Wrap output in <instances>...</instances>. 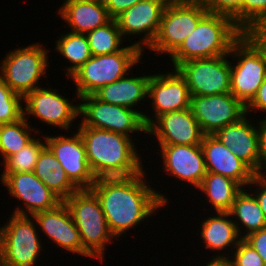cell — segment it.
Returning <instances> with one entry per match:
<instances>
[{
	"label": "cell",
	"mask_w": 266,
	"mask_h": 266,
	"mask_svg": "<svg viewBox=\"0 0 266 266\" xmlns=\"http://www.w3.org/2000/svg\"><path fill=\"white\" fill-rule=\"evenodd\" d=\"M258 123H259V159L257 162V168L256 171L254 172V175L258 177H266V172H265L266 171V119H262Z\"/></svg>",
	"instance_id": "39"
},
{
	"label": "cell",
	"mask_w": 266,
	"mask_h": 266,
	"mask_svg": "<svg viewBox=\"0 0 266 266\" xmlns=\"http://www.w3.org/2000/svg\"><path fill=\"white\" fill-rule=\"evenodd\" d=\"M58 166H60V162L46 146L40 152L33 172L49 188V175L52 173V170H55Z\"/></svg>",
	"instance_id": "37"
},
{
	"label": "cell",
	"mask_w": 266,
	"mask_h": 266,
	"mask_svg": "<svg viewBox=\"0 0 266 266\" xmlns=\"http://www.w3.org/2000/svg\"><path fill=\"white\" fill-rule=\"evenodd\" d=\"M244 34L262 51L266 56V18L255 22Z\"/></svg>",
	"instance_id": "38"
},
{
	"label": "cell",
	"mask_w": 266,
	"mask_h": 266,
	"mask_svg": "<svg viewBox=\"0 0 266 266\" xmlns=\"http://www.w3.org/2000/svg\"><path fill=\"white\" fill-rule=\"evenodd\" d=\"M201 147L204 153L207 172L231 178L243 188L252 181L255 176L254 172L216 136L204 135Z\"/></svg>",
	"instance_id": "21"
},
{
	"label": "cell",
	"mask_w": 266,
	"mask_h": 266,
	"mask_svg": "<svg viewBox=\"0 0 266 266\" xmlns=\"http://www.w3.org/2000/svg\"><path fill=\"white\" fill-rule=\"evenodd\" d=\"M148 98H151L154 117L148 114L143 119L148 128L159 116L182 109L190 108L191 94L185 78L177 69L166 74H154L148 82Z\"/></svg>",
	"instance_id": "15"
},
{
	"label": "cell",
	"mask_w": 266,
	"mask_h": 266,
	"mask_svg": "<svg viewBox=\"0 0 266 266\" xmlns=\"http://www.w3.org/2000/svg\"><path fill=\"white\" fill-rule=\"evenodd\" d=\"M210 14H222L233 19L241 30V7L243 0H200Z\"/></svg>",
	"instance_id": "34"
},
{
	"label": "cell",
	"mask_w": 266,
	"mask_h": 266,
	"mask_svg": "<svg viewBox=\"0 0 266 266\" xmlns=\"http://www.w3.org/2000/svg\"><path fill=\"white\" fill-rule=\"evenodd\" d=\"M256 184V185H255ZM259 186L256 192H254V196L257 199L261 210L263 211L264 216L266 217V177H258L254 176L252 181L248 184V186Z\"/></svg>",
	"instance_id": "43"
},
{
	"label": "cell",
	"mask_w": 266,
	"mask_h": 266,
	"mask_svg": "<svg viewBox=\"0 0 266 266\" xmlns=\"http://www.w3.org/2000/svg\"><path fill=\"white\" fill-rule=\"evenodd\" d=\"M263 18H266V0H243L241 7V31L243 33Z\"/></svg>",
	"instance_id": "36"
},
{
	"label": "cell",
	"mask_w": 266,
	"mask_h": 266,
	"mask_svg": "<svg viewBox=\"0 0 266 266\" xmlns=\"http://www.w3.org/2000/svg\"><path fill=\"white\" fill-rule=\"evenodd\" d=\"M64 203L79 230L84 250L92 258L104 262L105 247L115 237L109 229L99 198L91 189H80Z\"/></svg>",
	"instance_id": "4"
},
{
	"label": "cell",
	"mask_w": 266,
	"mask_h": 266,
	"mask_svg": "<svg viewBox=\"0 0 266 266\" xmlns=\"http://www.w3.org/2000/svg\"><path fill=\"white\" fill-rule=\"evenodd\" d=\"M77 128L84 142L86 159L96 179L127 177L144 171L131 137L93 127Z\"/></svg>",
	"instance_id": "2"
},
{
	"label": "cell",
	"mask_w": 266,
	"mask_h": 266,
	"mask_svg": "<svg viewBox=\"0 0 266 266\" xmlns=\"http://www.w3.org/2000/svg\"><path fill=\"white\" fill-rule=\"evenodd\" d=\"M39 229L57 246L81 256L92 258L83 248L79 230L70 210L62 202L56 208L33 215Z\"/></svg>",
	"instance_id": "19"
},
{
	"label": "cell",
	"mask_w": 266,
	"mask_h": 266,
	"mask_svg": "<svg viewBox=\"0 0 266 266\" xmlns=\"http://www.w3.org/2000/svg\"><path fill=\"white\" fill-rule=\"evenodd\" d=\"M162 1L165 2L167 5H172V4H188L200 0H162Z\"/></svg>",
	"instance_id": "45"
},
{
	"label": "cell",
	"mask_w": 266,
	"mask_h": 266,
	"mask_svg": "<svg viewBox=\"0 0 266 266\" xmlns=\"http://www.w3.org/2000/svg\"><path fill=\"white\" fill-rule=\"evenodd\" d=\"M234 251V256L228 257V252V255H216V257H213V259H225L227 260L229 266H266L265 262L257 253V251L244 239L239 241L236 250Z\"/></svg>",
	"instance_id": "33"
},
{
	"label": "cell",
	"mask_w": 266,
	"mask_h": 266,
	"mask_svg": "<svg viewBox=\"0 0 266 266\" xmlns=\"http://www.w3.org/2000/svg\"><path fill=\"white\" fill-rule=\"evenodd\" d=\"M244 240L257 251L266 264V227L249 234Z\"/></svg>",
	"instance_id": "40"
},
{
	"label": "cell",
	"mask_w": 266,
	"mask_h": 266,
	"mask_svg": "<svg viewBox=\"0 0 266 266\" xmlns=\"http://www.w3.org/2000/svg\"><path fill=\"white\" fill-rule=\"evenodd\" d=\"M49 189L63 202L79 189L68 178L65 170L58 166L49 175Z\"/></svg>",
	"instance_id": "35"
},
{
	"label": "cell",
	"mask_w": 266,
	"mask_h": 266,
	"mask_svg": "<svg viewBox=\"0 0 266 266\" xmlns=\"http://www.w3.org/2000/svg\"><path fill=\"white\" fill-rule=\"evenodd\" d=\"M27 121L23 116L16 122L0 125V153L3 162L24 148L34 138L30 134L35 128L31 129L30 122Z\"/></svg>",
	"instance_id": "29"
},
{
	"label": "cell",
	"mask_w": 266,
	"mask_h": 266,
	"mask_svg": "<svg viewBox=\"0 0 266 266\" xmlns=\"http://www.w3.org/2000/svg\"><path fill=\"white\" fill-rule=\"evenodd\" d=\"M229 55L237 58L235 65L231 63L230 93L246 106L266 77V56L245 34L232 45Z\"/></svg>",
	"instance_id": "6"
},
{
	"label": "cell",
	"mask_w": 266,
	"mask_h": 266,
	"mask_svg": "<svg viewBox=\"0 0 266 266\" xmlns=\"http://www.w3.org/2000/svg\"><path fill=\"white\" fill-rule=\"evenodd\" d=\"M246 116L249 117L246 114L239 121L219 129L214 136L255 172L259 159V127L251 124Z\"/></svg>",
	"instance_id": "22"
},
{
	"label": "cell",
	"mask_w": 266,
	"mask_h": 266,
	"mask_svg": "<svg viewBox=\"0 0 266 266\" xmlns=\"http://www.w3.org/2000/svg\"><path fill=\"white\" fill-rule=\"evenodd\" d=\"M227 55L191 59L176 69L185 78L191 96L230 93L231 61Z\"/></svg>",
	"instance_id": "11"
},
{
	"label": "cell",
	"mask_w": 266,
	"mask_h": 266,
	"mask_svg": "<svg viewBox=\"0 0 266 266\" xmlns=\"http://www.w3.org/2000/svg\"><path fill=\"white\" fill-rule=\"evenodd\" d=\"M10 196L23 201L25 210L17 208L13 214L33 216L34 214L56 208L63 201L54 194L34 172L2 173L0 178Z\"/></svg>",
	"instance_id": "13"
},
{
	"label": "cell",
	"mask_w": 266,
	"mask_h": 266,
	"mask_svg": "<svg viewBox=\"0 0 266 266\" xmlns=\"http://www.w3.org/2000/svg\"><path fill=\"white\" fill-rule=\"evenodd\" d=\"M46 147V142L33 138L27 145L11 155L3 164V173L33 172L40 152Z\"/></svg>",
	"instance_id": "31"
},
{
	"label": "cell",
	"mask_w": 266,
	"mask_h": 266,
	"mask_svg": "<svg viewBox=\"0 0 266 266\" xmlns=\"http://www.w3.org/2000/svg\"><path fill=\"white\" fill-rule=\"evenodd\" d=\"M206 266H229L227 260L225 259H212L210 262L206 263Z\"/></svg>",
	"instance_id": "44"
},
{
	"label": "cell",
	"mask_w": 266,
	"mask_h": 266,
	"mask_svg": "<svg viewBox=\"0 0 266 266\" xmlns=\"http://www.w3.org/2000/svg\"><path fill=\"white\" fill-rule=\"evenodd\" d=\"M142 50L133 43L121 51L89 58L70 77L76 84V100L92 95L101 87L128 75L131 68L142 59Z\"/></svg>",
	"instance_id": "5"
},
{
	"label": "cell",
	"mask_w": 266,
	"mask_h": 266,
	"mask_svg": "<svg viewBox=\"0 0 266 266\" xmlns=\"http://www.w3.org/2000/svg\"><path fill=\"white\" fill-rule=\"evenodd\" d=\"M2 228H0V255H1Z\"/></svg>",
	"instance_id": "46"
},
{
	"label": "cell",
	"mask_w": 266,
	"mask_h": 266,
	"mask_svg": "<svg viewBox=\"0 0 266 266\" xmlns=\"http://www.w3.org/2000/svg\"><path fill=\"white\" fill-rule=\"evenodd\" d=\"M243 34L232 18L208 13L170 56L172 69L191 59L229 56L232 45Z\"/></svg>",
	"instance_id": "3"
},
{
	"label": "cell",
	"mask_w": 266,
	"mask_h": 266,
	"mask_svg": "<svg viewBox=\"0 0 266 266\" xmlns=\"http://www.w3.org/2000/svg\"><path fill=\"white\" fill-rule=\"evenodd\" d=\"M142 0H103L109 16L115 19L122 12L126 11Z\"/></svg>",
	"instance_id": "41"
},
{
	"label": "cell",
	"mask_w": 266,
	"mask_h": 266,
	"mask_svg": "<svg viewBox=\"0 0 266 266\" xmlns=\"http://www.w3.org/2000/svg\"><path fill=\"white\" fill-rule=\"evenodd\" d=\"M29 217H32L29 218ZM33 216L13 214L2 226L0 266H34L42 252Z\"/></svg>",
	"instance_id": "8"
},
{
	"label": "cell",
	"mask_w": 266,
	"mask_h": 266,
	"mask_svg": "<svg viewBox=\"0 0 266 266\" xmlns=\"http://www.w3.org/2000/svg\"><path fill=\"white\" fill-rule=\"evenodd\" d=\"M207 14L200 1L167 5L155 40L148 49L159 55L168 53L170 57Z\"/></svg>",
	"instance_id": "10"
},
{
	"label": "cell",
	"mask_w": 266,
	"mask_h": 266,
	"mask_svg": "<svg viewBox=\"0 0 266 266\" xmlns=\"http://www.w3.org/2000/svg\"><path fill=\"white\" fill-rule=\"evenodd\" d=\"M216 215L204 219L203 223H201L200 236L205 248L218 252L227 250V247L231 245L232 248H236L241 238L234 221L229 218L231 214L217 211Z\"/></svg>",
	"instance_id": "25"
},
{
	"label": "cell",
	"mask_w": 266,
	"mask_h": 266,
	"mask_svg": "<svg viewBox=\"0 0 266 266\" xmlns=\"http://www.w3.org/2000/svg\"><path fill=\"white\" fill-rule=\"evenodd\" d=\"M150 76H125L101 87L94 95L103 102L135 110L133 107L147 98Z\"/></svg>",
	"instance_id": "24"
},
{
	"label": "cell",
	"mask_w": 266,
	"mask_h": 266,
	"mask_svg": "<svg viewBox=\"0 0 266 266\" xmlns=\"http://www.w3.org/2000/svg\"><path fill=\"white\" fill-rule=\"evenodd\" d=\"M144 175L145 170L127 177L97 178L91 187L116 239L168 205L166 197L151 188Z\"/></svg>",
	"instance_id": "1"
},
{
	"label": "cell",
	"mask_w": 266,
	"mask_h": 266,
	"mask_svg": "<svg viewBox=\"0 0 266 266\" xmlns=\"http://www.w3.org/2000/svg\"><path fill=\"white\" fill-rule=\"evenodd\" d=\"M57 91L58 89H47L41 86L26 94L23 97L25 102L23 116L28 120L29 115H32L49 126H57L68 131L72 122L80 117L78 116L79 104H72L68 98H64Z\"/></svg>",
	"instance_id": "14"
},
{
	"label": "cell",
	"mask_w": 266,
	"mask_h": 266,
	"mask_svg": "<svg viewBox=\"0 0 266 266\" xmlns=\"http://www.w3.org/2000/svg\"><path fill=\"white\" fill-rule=\"evenodd\" d=\"M58 9V14L74 33L87 34L112 20L103 0H65Z\"/></svg>",
	"instance_id": "23"
},
{
	"label": "cell",
	"mask_w": 266,
	"mask_h": 266,
	"mask_svg": "<svg viewBox=\"0 0 266 266\" xmlns=\"http://www.w3.org/2000/svg\"><path fill=\"white\" fill-rule=\"evenodd\" d=\"M164 172L199 187L207 173L201 145H160Z\"/></svg>",
	"instance_id": "20"
},
{
	"label": "cell",
	"mask_w": 266,
	"mask_h": 266,
	"mask_svg": "<svg viewBox=\"0 0 266 266\" xmlns=\"http://www.w3.org/2000/svg\"><path fill=\"white\" fill-rule=\"evenodd\" d=\"M198 189L205 193L216 212H229L243 187L231 178L207 172Z\"/></svg>",
	"instance_id": "26"
},
{
	"label": "cell",
	"mask_w": 266,
	"mask_h": 266,
	"mask_svg": "<svg viewBox=\"0 0 266 266\" xmlns=\"http://www.w3.org/2000/svg\"><path fill=\"white\" fill-rule=\"evenodd\" d=\"M229 213L231 214V217L238 219L233 221L241 239H244L249 234L266 227V217L251 191L250 193H247L245 189H242L237 194ZM239 225H243L244 229H247L245 230L246 233L242 236L240 235L242 230H240L241 228Z\"/></svg>",
	"instance_id": "27"
},
{
	"label": "cell",
	"mask_w": 266,
	"mask_h": 266,
	"mask_svg": "<svg viewBox=\"0 0 266 266\" xmlns=\"http://www.w3.org/2000/svg\"><path fill=\"white\" fill-rule=\"evenodd\" d=\"M166 6L162 0H142L122 12L115 20L123 39L126 35L143 34V40L134 45L144 53L143 47L149 48L155 40Z\"/></svg>",
	"instance_id": "17"
},
{
	"label": "cell",
	"mask_w": 266,
	"mask_h": 266,
	"mask_svg": "<svg viewBox=\"0 0 266 266\" xmlns=\"http://www.w3.org/2000/svg\"><path fill=\"white\" fill-rule=\"evenodd\" d=\"M90 52L93 56L111 54L121 51L123 37L115 19L106 25L86 34Z\"/></svg>",
	"instance_id": "30"
},
{
	"label": "cell",
	"mask_w": 266,
	"mask_h": 266,
	"mask_svg": "<svg viewBox=\"0 0 266 266\" xmlns=\"http://www.w3.org/2000/svg\"><path fill=\"white\" fill-rule=\"evenodd\" d=\"M147 133L156 136L159 145H201L204 136L190 108L159 116Z\"/></svg>",
	"instance_id": "18"
},
{
	"label": "cell",
	"mask_w": 266,
	"mask_h": 266,
	"mask_svg": "<svg viewBox=\"0 0 266 266\" xmlns=\"http://www.w3.org/2000/svg\"><path fill=\"white\" fill-rule=\"evenodd\" d=\"M46 146L51 150L71 182L80 189H91L96 178L86 159L84 142L77 131L71 137L45 136Z\"/></svg>",
	"instance_id": "16"
},
{
	"label": "cell",
	"mask_w": 266,
	"mask_h": 266,
	"mask_svg": "<svg viewBox=\"0 0 266 266\" xmlns=\"http://www.w3.org/2000/svg\"><path fill=\"white\" fill-rule=\"evenodd\" d=\"M190 109L204 135H214L246 115V106L231 93L191 96Z\"/></svg>",
	"instance_id": "12"
},
{
	"label": "cell",
	"mask_w": 266,
	"mask_h": 266,
	"mask_svg": "<svg viewBox=\"0 0 266 266\" xmlns=\"http://www.w3.org/2000/svg\"><path fill=\"white\" fill-rule=\"evenodd\" d=\"M80 126L108 130L130 136L129 133H147L144 113L99 100L94 94L79 97Z\"/></svg>",
	"instance_id": "9"
},
{
	"label": "cell",
	"mask_w": 266,
	"mask_h": 266,
	"mask_svg": "<svg viewBox=\"0 0 266 266\" xmlns=\"http://www.w3.org/2000/svg\"><path fill=\"white\" fill-rule=\"evenodd\" d=\"M251 109V110H250ZM254 110H260L261 112H266V77L262 83V85L259 87L256 95L253 97V99L246 105V114H249L250 112ZM266 119V118H264Z\"/></svg>",
	"instance_id": "42"
},
{
	"label": "cell",
	"mask_w": 266,
	"mask_h": 266,
	"mask_svg": "<svg viewBox=\"0 0 266 266\" xmlns=\"http://www.w3.org/2000/svg\"><path fill=\"white\" fill-rule=\"evenodd\" d=\"M59 40L56 41L55 50L62 56L69 60L70 67H66L67 75L69 77L79 69L89 58L92 57L90 47L86 34L69 32L60 35Z\"/></svg>",
	"instance_id": "28"
},
{
	"label": "cell",
	"mask_w": 266,
	"mask_h": 266,
	"mask_svg": "<svg viewBox=\"0 0 266 266\" xmlns=\"http://www.w3.org/2000/svg\"><path fill=\"white\" fill-rule=\"evenodd\" d=\"M39 44L14 49L1 61L0 77L22 97L39 88L40 77L47 73L48 51Z\"/></svg>",
	"instance_id": "7"
},
{
	"label": "cell",
	"mask_w": 266,
	"mask_h": 266,
	"mask_svg": "<svg viewBox=\"0 0 266 266\" xmlns=\"http://www.w3.org/2000/svg\"><path fill=\"white\" fill-rule=\"evenodd\" d=\"M23 97L0 77V125L18 121L23 117Z\"/></svg>",
	"instance_id": "32"
}]
</instances>
